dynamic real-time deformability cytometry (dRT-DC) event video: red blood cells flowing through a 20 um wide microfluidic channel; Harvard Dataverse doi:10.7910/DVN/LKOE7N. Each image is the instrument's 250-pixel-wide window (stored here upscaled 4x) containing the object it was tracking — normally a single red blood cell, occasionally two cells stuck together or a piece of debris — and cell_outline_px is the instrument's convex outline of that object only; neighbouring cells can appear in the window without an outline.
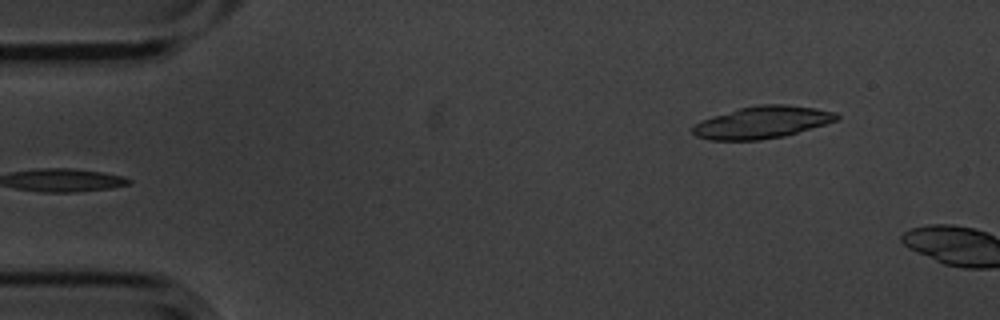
{"species": "common noctule bat (a hibernating species)", "species_latin": "Nyctalus noctula", "temperature_condition": "cold", "stored_images_in_passage": 3, "camera_frame_rate_fps": 3000, "um_per_image_px": 0.085, "animal": {"sex": "male", "body_mass_g": 20.1, "forearm_length_mm": 53.5}, "frame": {"image": 1, "passage_image": 3, "time_ms": 0.667, "image_size_px": [1000, 320], "cell_outline_px": [[840, 116], [836, 120], [824, 124], [784, 136], [760, 140], [712, 140], [696, 136], [692, 132], [692, 128], [696, 124], [712, 116], [740, 108], [760, 104], [784, 104], [816, 108], [836, 112]], "centroid_in_image_um": [64.79, 10.39], "position_along_channel_um": 20.2, "area_um2": 26.65}}